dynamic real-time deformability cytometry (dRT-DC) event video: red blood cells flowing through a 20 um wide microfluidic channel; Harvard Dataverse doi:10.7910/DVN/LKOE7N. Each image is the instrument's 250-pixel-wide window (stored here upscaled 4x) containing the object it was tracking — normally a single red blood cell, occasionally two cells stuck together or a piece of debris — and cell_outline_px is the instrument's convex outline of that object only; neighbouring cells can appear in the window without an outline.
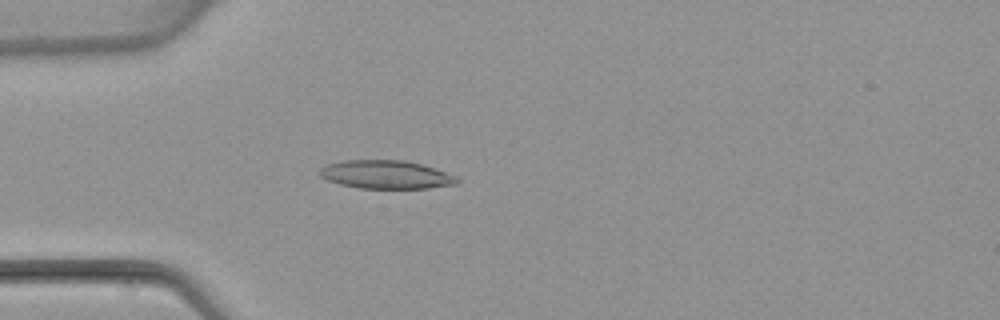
{"species": "common noctule bat (a hibernating species)", "species_latin": "Nyctalus noctula", "temperature_condition": "warm", "stored_images_in_passage": 4, "camera_frame_rate_fps": 3000, "um_per_image_px": 0.085, "animal": {"sex": "female", "body_mass_g": 22.7, "forearm_length_mm": 54.2}, "frame": {"image": 1, "passage_image": 4, "time_ms": 3.333, "image_size_px": [1000, 320], "cell_outline_px": [[460, 180], [456, 184], [428, 188], [360, 188], [340, 184], [328, 180], [320, 176], [320, 168], [324, 164], [340, 160], [404, 160], [424, 164], [460, 176]], "centroid_in_image_um": [32.85, 14.82], "position_along_channel_um": 52.1, "area_um2": 23.06}}